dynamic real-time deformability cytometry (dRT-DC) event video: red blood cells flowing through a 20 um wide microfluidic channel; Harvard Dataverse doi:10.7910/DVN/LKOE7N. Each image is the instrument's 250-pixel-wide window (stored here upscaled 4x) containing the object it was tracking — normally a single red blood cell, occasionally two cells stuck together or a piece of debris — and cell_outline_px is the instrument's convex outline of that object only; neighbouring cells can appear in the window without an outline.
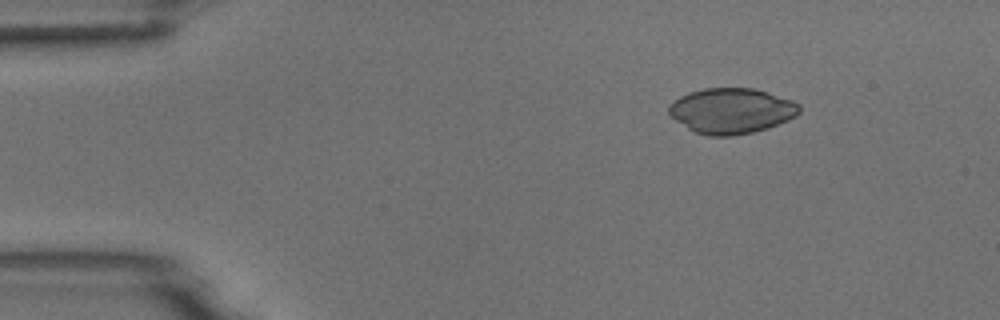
{"species": "common noctule bat (a hibernating species)", "species_latin": "Nyctalus noctula", "temperature_condition": "room temperature", "stored_images_in_passage": 5, "camera_frame_rate_fps": 3000, "um_per_image_px": 0.085, "animal": {"sex": "male", "body_mass_g": 18.8}, "frame": {"image": 1, "passage_image": 1, "time_ms": 0.0, "image_size_px": [1000, 320], "cell_outline_px": [[800, 112], [796, 116], [788, 120], [768, 128], [752, 132], [732, 136], [708, 136], [696, 132], [688, 128], [676, 120], [668, 112], [668, 104], [672, 100], [688, 92], [704, 88], [752, 88], [768, 92], [792, 100], [800, 104]], "centroid_in_image_um": [62.17, 9.41], "position_along_channel_um": 22.8, "area_um2": 34.68}}